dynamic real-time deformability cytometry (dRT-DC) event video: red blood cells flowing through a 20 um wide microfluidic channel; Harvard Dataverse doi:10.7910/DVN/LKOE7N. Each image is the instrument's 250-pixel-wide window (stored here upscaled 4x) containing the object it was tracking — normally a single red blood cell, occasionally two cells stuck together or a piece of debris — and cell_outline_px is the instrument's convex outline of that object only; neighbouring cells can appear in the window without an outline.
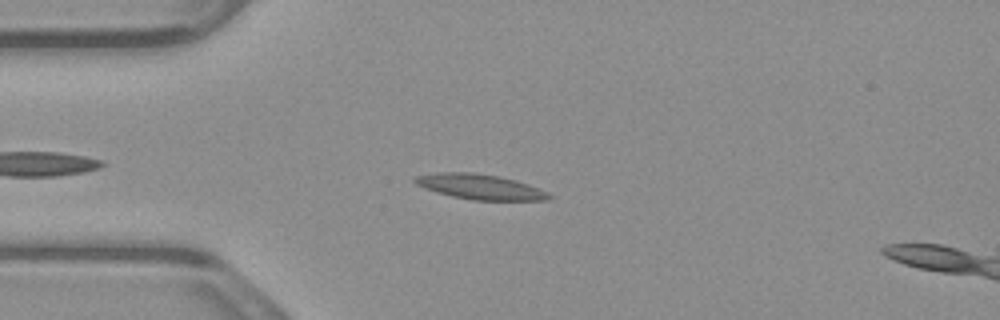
{"species": "common noctule bat (a hibernating species)", "species_latin": "Nyctalus noctula", "temperature_condition": "warm", "stored_images_in_passage": 38, "camera_frame_rate_fps": 3000, "um_per_image_px": 0.085, "animal": {"sex": "male", "body_mass_g": 23.1, "forearm_length_mm": 52.7}, "frame": {"image": 1, "passage_image": 7, "time_ms": 2.0, "image_size_px": [1000, 320], "cell_outline_px": [[552, 196], [548, 200], [472, 200], [452, 196], [436, 192], [416, 184], [412, 180], [412, 176], [436, 172], [472, 172], [500, 176], [516, 180], [528, 184], [548, 192]], "centroid_in_image_um": [40.77, 15.86], "position_along_channel_um": 44.2, "area_um2": 19.77}}
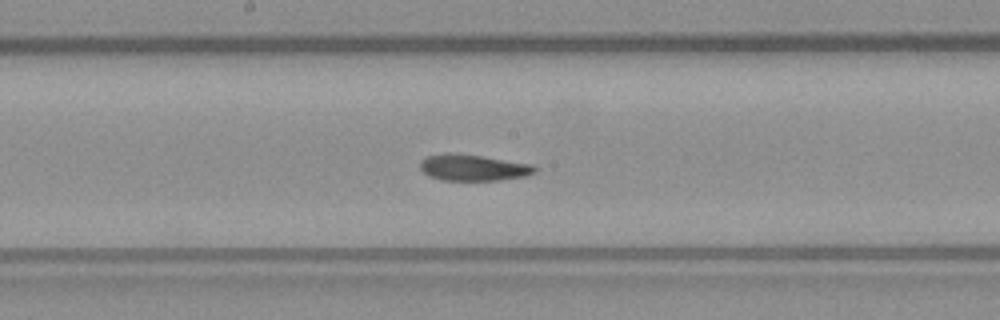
{"frame": {"image": 2, "passage_image": 21, "time_ms": 6.667, "image_size_px": [1000, 320], "cell_outline_px": [[536, 172], [524, 176], [500, 180], [444, 180], [428, 176], [420, 168], [420, 160], [428, 156], [448, 152], [480, 156], [532, 164], [536, 168]], "centroid_in_image_um": [40.19, 14.25], "position_along_channel_um": 208.0, "area_um2": 17.4}}
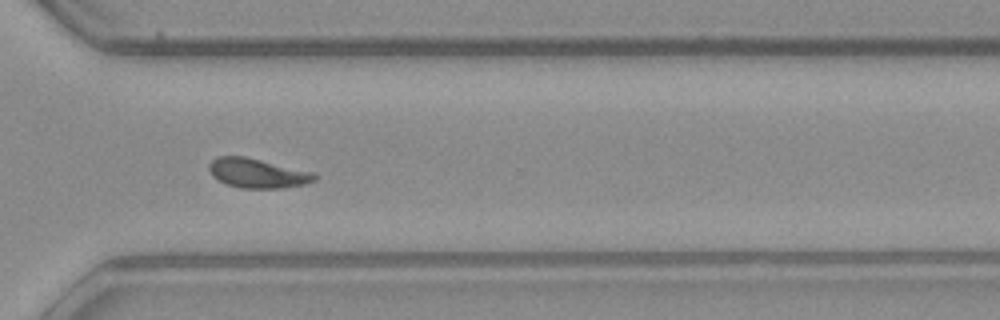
{"frame": {"image": 3, "passage_image": 32, "time_ms": 10.333, "image_size_px": [1000, 320], "cell_outline_px": [[316, 180], [304, 184], [284, 188], [240, 188], [228, 184], [212, 176], [208, 168], [208, 164], [216, 156], [244, 156], [316, 172]], "centroid_in_image_um": [21.9, 14.71], "position_along_channel_um": 348.7, "area_um2": 18.21}, "authors_computed_cell_mechanics": {"area_um2": 17.918, "velocity_mm_per_s": 3.8486, "shape_relaxation_time_tau1_ms": null, "shape_relaxation_time_tau2_ms": 1.7584, "deformation_change_tau1": null, "deformation_change_tau2": 0.0672}}